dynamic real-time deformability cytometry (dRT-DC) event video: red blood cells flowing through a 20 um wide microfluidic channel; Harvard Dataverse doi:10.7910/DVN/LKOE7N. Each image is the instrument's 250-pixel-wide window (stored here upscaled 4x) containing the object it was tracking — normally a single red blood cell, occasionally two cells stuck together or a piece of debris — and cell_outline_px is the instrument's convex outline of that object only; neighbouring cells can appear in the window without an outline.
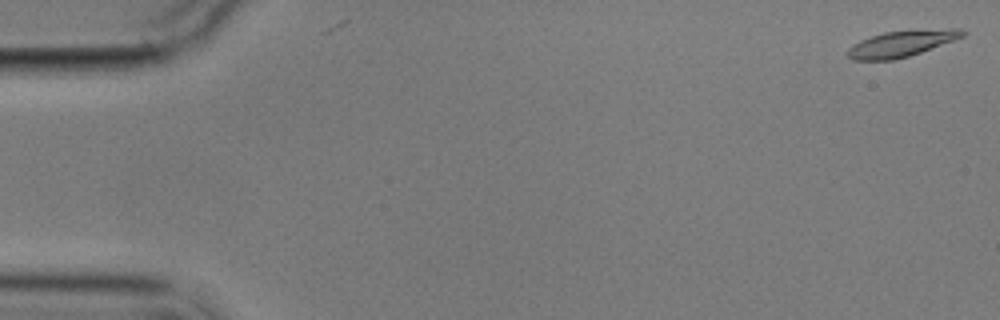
{"species": "common noctule bat (a hibernating species)", "species_latin": "Nyctalus noctula", "temperature_condition": "cold", "stored_images_in_passage": 4, "camera_frame_rate_fps": 3000, "um_per_image_px": 0.085, "animal": {"sex": "male", "body_mass_g": 17.9}, "frame": {"image": 1, "passage_image": 1, "time_ms": 0.0, "image_size_px": [1000, 320], "cell_outline_px": [[968, 32], [964, 36], [920, 52], [908, 56], [892, 60], [852, 60], [844, 52], [848, 48], [860, 40], [884, 32], [952, 28], [960, 28]], "centroid_in_image_um": [76.6, 3.71], "position_along_channel_um": 8.4, "area_um2": 17.34}}
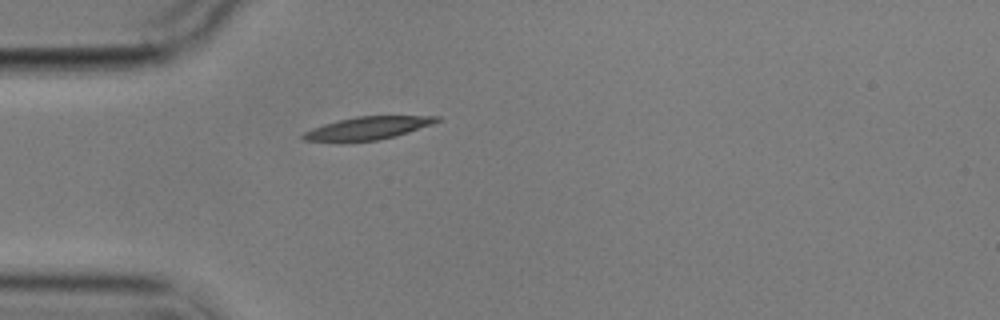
{"frame": {"image": 2, "passage_image": 4, "time_ms": 5.0, "image_size_px": [1000, 320], "cell_outline_px": [[440, 120], [432, 124], [396, 136], [376, 140], [304, 140], [300, 136], [304, 132], [312, 128], [324, 124], [356, 116], [440, 116]], "centroid_in_image_um": [31.3, 10.86], "position_along_channel_um": 53.7, "area_um2": 17.17}}